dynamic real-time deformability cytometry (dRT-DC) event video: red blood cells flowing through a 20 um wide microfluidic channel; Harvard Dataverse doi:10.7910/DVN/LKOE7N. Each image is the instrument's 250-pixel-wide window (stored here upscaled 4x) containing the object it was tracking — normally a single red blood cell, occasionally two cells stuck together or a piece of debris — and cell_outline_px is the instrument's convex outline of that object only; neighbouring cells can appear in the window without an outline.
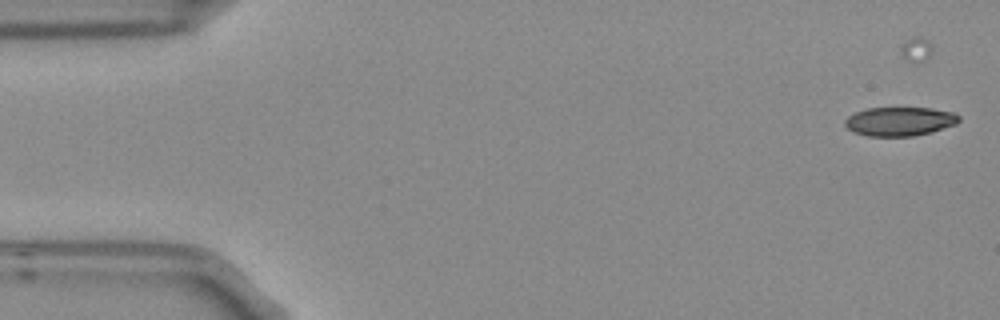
{"species": "Egyptian fruit bat (a non-hibernating species)", "species_latin": "Rousettus aegyptiacus", "temperature_condition": "room temperature", "stored_images_in_passage": 8, "camera_frame_rate_fps": 3000, "um_per_image_px": 0.085, "frame": {"image": 1, "passage_image": 1, "time_ms": 0.0, "image_size_px": [1000, 320], "cell_outline_px": [[960, 120], [956, 124], [932, 132], [912, 136], [868, 136], [852, 132], [844, 124], [844, 120], [848, 116], [856, 112], [868, 108], [932, 108], [956, 112], [960, 116]], "centroid_in_image_um": [76.5, 10.32], "position_along_channel_um": 8.5, "area_um2": 19.36}}
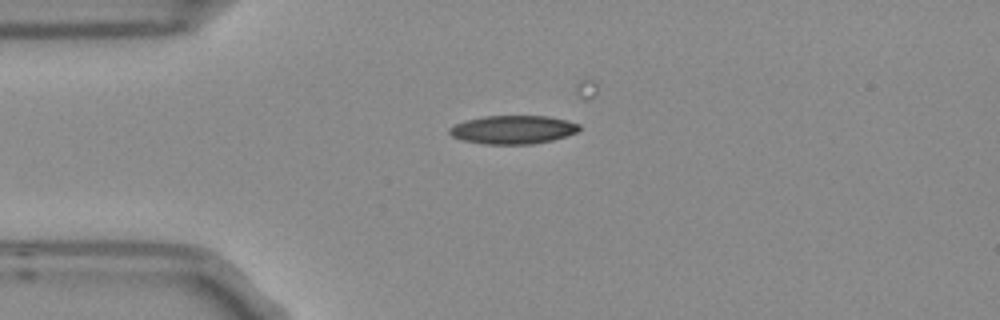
{"frame": {"image": 2, "passage_image": 4, "time_ms": 1.0, "image_size_px": [1000, 320], "cell_outline_px": [[580, 128], [576, 132], [552, 140], [532, 144], [484, 144], [464, 140], [452, 136], [448, 132], [448, 128], [456, 124], [468, 120], [484, 116], [548, 116], [580, 124]], "centroid_in_image_um": [43.59, 11.02], "position_along_channel_um": 41.4, "area_um2": 21.27}}